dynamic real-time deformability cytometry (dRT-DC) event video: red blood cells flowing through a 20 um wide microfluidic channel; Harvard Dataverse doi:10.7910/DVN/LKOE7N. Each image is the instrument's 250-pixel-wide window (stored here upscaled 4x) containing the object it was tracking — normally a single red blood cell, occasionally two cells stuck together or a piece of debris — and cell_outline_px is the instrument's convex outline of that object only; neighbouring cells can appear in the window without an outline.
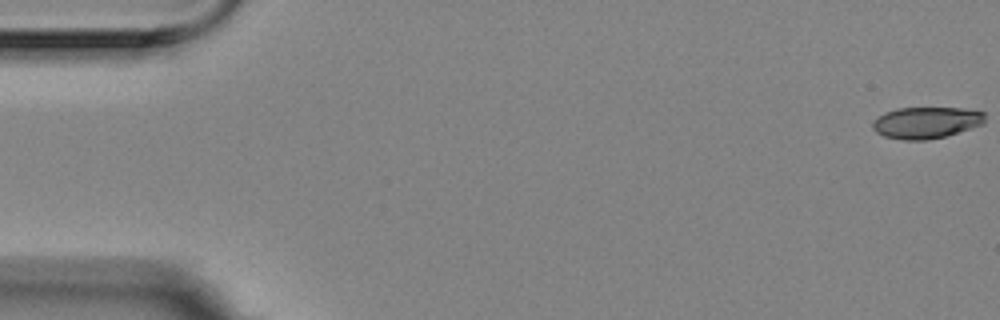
{"species": "Egyptian fruit bat (a non-hibernating species)", "species_latin": "Rousettus aegyptiacus", "temperature_condition": "room temperature", "stored_images_in_passage": 53, "camera_frame_rate_fps": 3000, "um_per_image_px": 0.085, "animal": {"sex": "female"}, "frame": {"image": 1, "passage_image": 1, "time_ms": 0.0, "image_size_px": [1000, 320], "cell_outline_px": [[984, 124], [944, 136], [928, 140], [904, 140], [884, 136], [876, 132], [872, 128], [872, 120], [884, 112], [896, 108], [960, 108], [984, 112]], "centroid_in_image_um": [78.68, 10.42], "position_along_channel_um": 6.3, "area_um2": 20.63}}
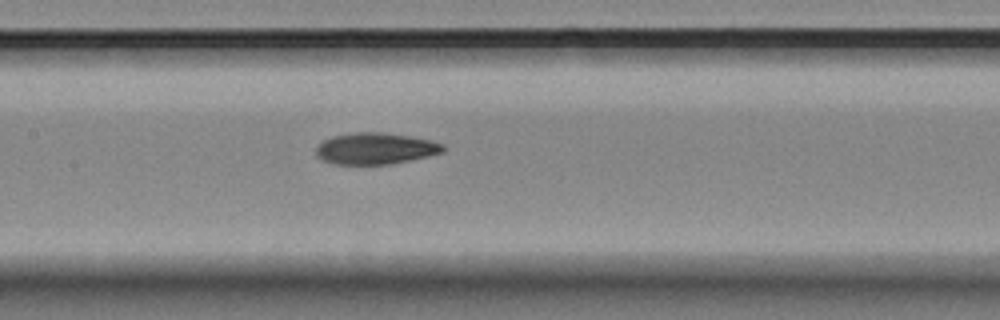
{"frame": {"image": 2, "passage_image": 27, "time_ms": 8.667, "image_size_px": [1000, 320], "cell_outline_px": [[444, 152], [428, 156], [392, 164], [332, 164], [320, 160], [316, 156], [316, 148], [324, 140], [332, 136], [356, 132], [380, 132], [408, 136], [432, 140], [444, 144]], "centroid_in_image_um": [31.9, 12.63], "position_along_channel_um": 175.5, "area_um2": 23.35}}
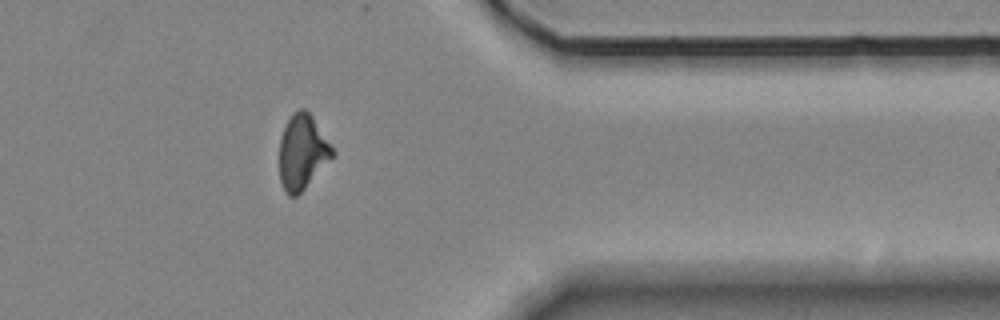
{"frame": {"image": 3, "passage_image": 46, "time_ms": 15.0, "image_size_px": [1000, 320], "cell_outline_px": [[336, 152], [304, 188], [296, 196], [288, 196], [280, 180], [280, 136], [284, 124], [292, 112], [300, 108], [304, 108], [312, 116]], "centroid_in_image_um": [25.67, 12.87], "position_along_channel_um": 385.7, "area_um2": 22.83}}